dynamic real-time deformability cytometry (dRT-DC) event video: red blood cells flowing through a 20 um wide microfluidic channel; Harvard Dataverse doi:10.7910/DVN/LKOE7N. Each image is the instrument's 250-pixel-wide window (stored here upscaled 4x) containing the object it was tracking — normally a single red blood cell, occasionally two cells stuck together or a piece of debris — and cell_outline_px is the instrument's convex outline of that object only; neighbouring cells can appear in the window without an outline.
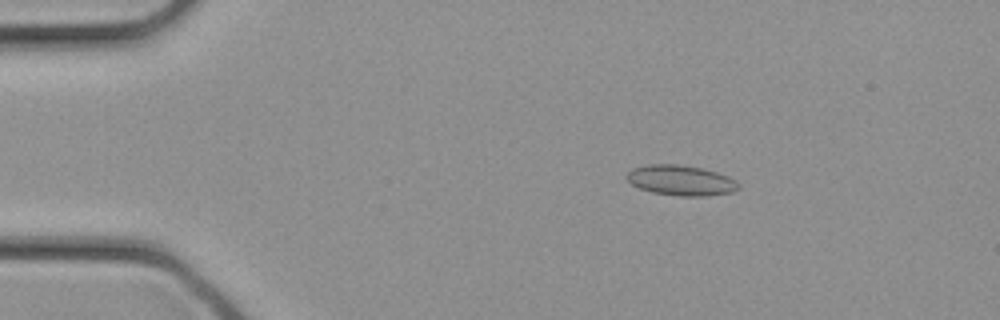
{"species": "common noctule bat (a hibernating species)", "species_latin": "Nyctalus noctula", "temperature_condition": "cold", "stored_images_in_passage": 30, "camera_frame_rate_fps": 3000, "um_per_image_px": 0.085, "animal": {"sex": "female", "body_mass_g": 21.9}, "frame": {"image": 1, "passage_image": 3, "time_ms": 0.667, "image_size_px": [1000, 320], "cell_outline_px": [[740, 188], [732, 192], [708, 196], [680, 196], [652, 192], [640, 188], [632, 184], [624, 176], [632, 168], [648, 164], [680, 164], [700, 168], [716, 172], [728, 176], [736, 180], [740, 184]], "centroid_in_image_um": [57.88, 15.33], "position_along_channel_um": 27.1, "area_um2": 19.83}}
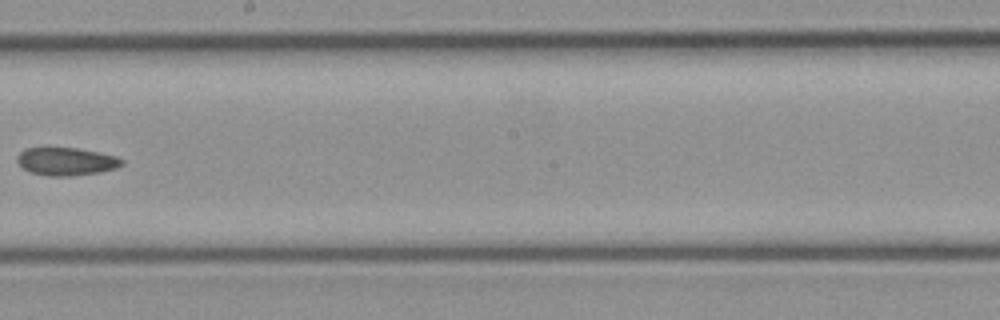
{"frame": {"image": 2, "passage_image": 16, "time_ms": 5.0, "image_size_px": [1000, 320], "cell_outline_px": [[124, 164], [116, 168], [100, 172], [72, 176], [48, 176], [32, 172], [24, 168], [16, 160], [16, 156], [24, 148], [48, 144], [76, 148], [100, 152], [116, 156], [124, 160]], "centroid_in_image_um": [5.59, 13.67], "position_along_channel_um": 242.6, "area_um2": 17.8}}
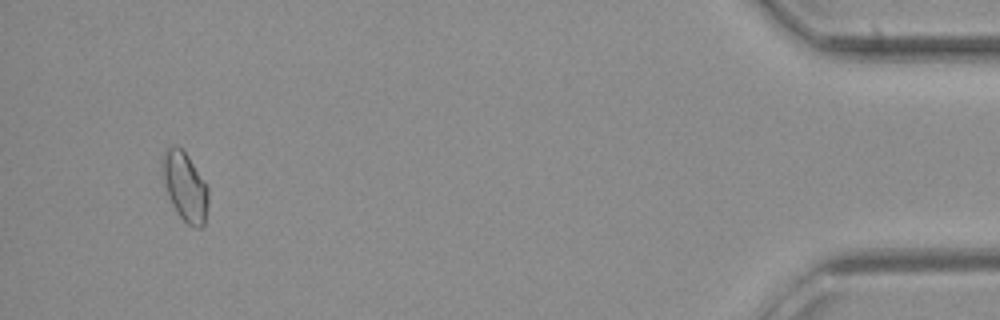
{"frame": {"image": 3, "passage_image": 28, "time_ms": 9.0, "image_size_px": [1000, 320], "cell_outline_px": [[208, 204], [204, 228], [200, 228], [188, 224], [176, 212], [168, 196], [164, 184], [160, 168], [160, 156], [172, 144], [176, 144], [188, 156], [208, 184]], "centroid_in_image_um": [15.71, 15.83], "position_along_channel_um": 419.5, "area_um2": 18.96}}